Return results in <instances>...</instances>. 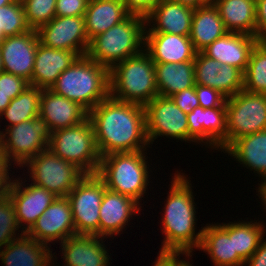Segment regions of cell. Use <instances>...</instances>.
<instances>
[{"label": "cell", "mask_w": 266, "mask_h": 266, "mask_svg": "<svg viewBox=\"0 0 266 266\" xmlns=\"http://www.w3.org/2000/svg\"><path fill=\"white\" fill-rule=\"evenodd\" d=\"M144 108L149 145L158 136L188 141L187 114L175 104L171 97L158 95Z\"/></svg>", "instance_id": "cell-12"}, {"label": "cell", "mask_w": 266, "mask_h": 266, "mask_svg": "<svg viewBox=\"0 0 266 266\" xmlns=\"http://www.w3.org/2000/svg\"><path fill=\"white\" fill-rule=\"evenodd\" d=\"M226 101L220 107L204 109L203 140L209 146L219 148L226 141Z\"/></svg>", "instance_id": "cell-34"}, {"label": "cell", "mask_w": 266, "mask_h": 266, "mask_svg": "<svg viewBox=\"0 0 266 266\" xmlns=\"http://www.w3.org/2000/svg\"><path fill=\"white\" fill-rule=\"evenodd\" d=\"M79 57L76 52L50 48L39 42L29 84L40 89H50L60 74Z\"/></svg>", "instance_id": "cell-18"}, {"label": "cell", "mask_w": 266, "mask_h": 266, "mask_svg": "<svg viewBox=\"0 0 266 266\" xmlns=\"http://www.w3.org/2000/svg\"><path fill=\"white\" fill-rule=\"evenodd\" d=\"M42 90L30 85L10 101L8 107L0 114V118L5 116L10 124L9 127L38 118Z\"/></svg>", "instance_id": "cell-31"}, {"label": "cell", "mask_w": 266, "mask_h": 266, "mask_svg": "<svg viewBox=\"0 0 266 266\" xmlns=\"http://www.w3.org/2000/svg\"><path fill=\"white\" fill-rule=\"evenodd\" d=\"M14 0H0V7L12 3Z\"/></svg>", "instance_id": "cell-53"}, {"label": "cell", "mask_w": 266, "mask_h": 266, "mask_svg": "<svg viewBox=\"0 0 266 266\" xmlns=\"http://www.w3.org/2000/svg\"><path fill=\"white\" fill-rule=\"evenodd\" d=\"M30 29L25 19L22 1L14 0L0 7V41L5 37L19 35Z\"/></svg>", "instance_id": "cell-35"}, {"label": "cell", "mask_w": 266, "mask_h": 266, "mask_svg": "<svg viewBox=\"0 0 266 266\" xmlns=\"http://www.w3.org/2000/svg\"><path fill=\"white\" fill-rule=\"evenodd\" d=\"M144 151L112 153L101 157L97 175L106 188L139 202L149 183Z\"/></svg>", "instance_id": "cell-6"}, {"label": "cell", "mask_w": 266, "mask_h": 266, "mask_svg": "<svg viewBox=\"0 0 266 266\" xmlns=\"http://www.w3.org/2000/svg\"><path fill=\"white\" fill-rule=\"evenodd\" d=\"M89 112L80 104L55 94L50 89H43L40 97L39 119L48 134L68 128L85 121Z\"/></svg>", "instance_id": "cell-16"}, {"label": "cell", "mask_w": 266, "mask_h": 266, "mask_svg": "<svg viewBox=\"0 0 266 266\" xmlns=\"http://www.w3.org/2000/svg\"><path fill=\"white\" fill-rule=\"evenodd\" d=\"M19 228L13 201L9 195H6L0 200V249L3 245L6 246L12 240L18 238L15 237V231Z\"/></svg>", "instance_id": "cell-37"}, {"label": "cell", "mask_w": 266, "mask_h": 266, "mask_svg": "<svg viewBox=\"0 0 266 266\" xmlns=\"http://www.w3.org/2000/svg\"><path fill=\"white\" fill-rule=\"evenodd\" d=\"M25 233L46 245L58 239L62 243L76 235L69 199L57 197Z\"/></svg>", "instance_id": "cell-14"}, {"label": "cell", "mask_w": 266, "mask_h": 266, "mask_svg": "<svg viewBox=\"0 0 266 266\" xmlns=\"http://www.w3.org/2000/svg\"><path fill=\"white\" fill-rule=\"evenodd\" d=\"M203 118L204 108L198 106L187 114L188 121V141L205 143L203 141Z\"/></svg>", "instance_id": "cell-42"}, {"label": "cell", "mask_w": 266, "mask_h": 266, "mask_svg": "<svg viewBox=\"0 0 266 266\" xmlns=\"http://www.w3.org/2000/svg\"><path fill=\"white\" fill-rule=\"evenodd\" d=\"M10 101V97L0 92V114L8 107Z\"/></svg>", "instance_id": "cell-50"}, {"label": "cell", "mask_w": 266, "mask_h": 266, "mask_svg": "<svg viewBox=\"0 0 266 266\" xmlns=\"http://www.w3.org/2000/svg\"><path fill=\"white\" fill-rule=\"evenodd\" d=\"M260 187L258 188V193L260 194V197L262 199V202L265 204V208H266V180L264 182H262L261 184H259Z\"/></svg>", "instance_id": "cell-51"}, {"label": "cell", "mask_w": 266, "mask_h": 266, "mask_svg": "<svg viewBox=\"0 0 266 266\" xmlns=\"http://www.w3.org/2000/svg\"><path fill=\"white\" fill-rule=\"evenodd\" d=\"M227 32L255 37L256 0H212Z\"/></svg>", "instance_id": "cell-28"}, {"label": "cell", "mask_w": 266, "mask_h": 266, "mask_svg": "<svg viewBox=\"0 0 266 266\" xmlns=\"http://www.w3.org/2000/svg\"><path fill=\"white\" fill-rule=\"evenodd\" d=\"M130 15L146 18L161 0H122Z\"/></svg>", "instance_id": "cell-45"}, {"label": "cell", "mask_w": 266, "mask_h": 266, "mask_svg": "<svg viewBox=\"0 0 266 266\" xmlns=\"http://www.w3.org/2000/svg\"><path fill=\"white\" fill-rule=\"evenodd\" d=\"M244 87V73L233 66L221 64L217 73V90L226 98L234 96Z\"/></svg>", "instance_id": "cell-39"}, {"label": "cell", "mask_w": 266, "mask_h": 266, "mask_svg": "<svg viewBox=\"0 0 266 266\" xmlns=\"http://www.w3.org/2000/svg\"><path fill=\"white\" fill-rule=\"evenodd\" d=\"M146 19L129 15L102 34L95 36L89 44L87 56L111 70L116 64L142 52L145 45Z\"/></svg>", "instance_id": "cell-4"}, {"label": "cell", "mask_w": 266, "mask_h": 266, "mask_svg": "<svg viewBox=\"0 0 266 266\" xmlns=\"http://www.w3.org/2000/svg\"><path fill=\"white\" fill-rule=\"evenodd\" d=\"M39 38L35 29L19 35L5 37L0 41L3 70L23 77L32 78Z\"/></svg>", "instance_id": "cell-15"}, {"label": "cell", "mask_w": 266, "mask_h": 266, "mask_svg": "<svg viewBox=\"0 0 266 266\" xmlns=\"http://www.w3.org/2000/svg\"><path fill=\"white\" fill-rule=\"evenodd\" d=\"M48 149L75 164L85 174H97L101 157L89 117L74 126L49 133Z\"/></svg>", "instance_id": "cell-7"}, {"label": "cell", "mask_w": 266, "mask_h": 266, "mask_svg": "<svg viewBox=\"0 0 266 266\" xmlns=\"http://www.w3.org/2000/svg\"><path fill=\"white\" fill-rule=\"evenodd\" d=\"M262 238L258 249L245 262L248 266H266V239Z\"/></svg>", "instance_id": "cell-48"}, {"label": "cell", "mask_w": 266, "mask_h": 266, "mask_svg": "<svg viewBox=\"0 0 266 266\" xmlns=\"http://www.w3.org/2000/svg\"><path fill=\"white\" fill-rule=\"evenodd\" d=\"M220 67L219 61L209 58L203 52H197L194 59L195 84L217 90V73Z\"/></svg>", "instance_id": "cell-38"}, {"label": "cell", "mask_w": 266, "mask_h": 266, "mask_svg": "<svg viewBox=\"0 0 266 266\" xmlns=\"http://www.w3.org/2000/svg\"><path fill=\"white\" fill-rule=\"evenodd\" d=\"M3 66H2V58H1V53H0V73L3 72Z\"/></svg>", "instance_id": "cell-54"}, {"label": "cell", "mask_w": 266, "mask_h": 266, "mask_svg": "<svg viewBox=\"0 0 266 266\" xmlns=\"http://www.w3.org/2000/svg\"><path fill=\"white\" fill-rule=\"evenodd\" d=\"M129 15L122 0H89L84 14L89 41L119 24Z\"/></svg>", "instance_id": "cell-26"}, {"label": "cell", "mask_w": 266, "mask_h": 266, "mask_svg": "<svg viewBox=\"0 0 266 266\" xmlns=\"http://www.w3.org/2000/svg\"><path fill=\"white\" fill-rule=\"evenodd\" d=\"M50 90L90 112L110 95L109 70L87 55L80 56L60 74Z\"/></svg>", "instance_id": "cell-3"}, {"label": "cell", "mask_w": 266, "mask_h": 266, "mask_svg": "<svg viewBox=\"0 0 266 266\" xmlns=\"http://www.w3.org/2000/svg\"><path fill=\"white\" fill-rule=\"evenodd\" d=\"M39 42L60 50H69L85 56L90 41L88 39L84 16H55L49 23L37 30Z\"/></svg>", "instance_id": "cell-13"}, {"label": "cell", "mask_w": 266, "mask_h": 266, "mask_svg": "<svg viewBox=\"0 0 266 266\" xmlns=\"http://www.w3.org/2000/svg\"><path fill=\"white\" fill-rule=\"evenodd\" d=\"M29 86V82L23 77L5 71L0 73V92L10 97L11 100Z\"/></svg>", "instance_id": "cell-40"}, {"label": "cell", "mask_w": 266, "mask_h": 266, "mask_svg": "<svg viewBox=\"0 0 266 266\" xmlns=\"http://www.w3.org/2000/svg\"><path fill=\"white\" fill-rule=\"evenodd\" d=\"M200 249L207 252L216 266H243L246 263L234 252L233 222L209 224L202 228Z\"/></svg>", "instance_id": "cell-23"}, {"label": "cell", "mask_w": 266, "mask_h": 266, "mask_svg": "<svg viewBox=\"0 0 266 266\" xmlns=\"http://www.w3.org/2000/svg\"><path fill=\"white\" fill-rule=\"evenodd\" d=\"M19 180L11 181L8 195L13 201L18 226H23L22 231L27 232L57 196L32 183L22 189L23 182Z\"/></svg>", "instance_id": "cell-17"}, {"label": "cell", "mask_w": 266, "mask_h": 266, "mask_svg": "<svg viewBox=\"0 0 266 266\" xmlns=\"http://www.w3.org/2000/svg\"><path fill=\"white\" fill-rule=\"evenodd\" d=\"M139 205L135 199L106 188L99 210V237L118 235L133 213L139 212Z\"/></svg>", "instance_id": "cell-19"}, {"label": "cell", "mask_w": 266, "mask_h": 266, "mask_svg": "<svg viewBox=\"0 0 266 266\" xmlns=\"http://www.w3.org/2000/svg\"><path fill=\"white\" fill-rule=\"evenodd\" d=\"M155 78L158 95L163 97L194 87V61L155 63Z\"/></svg>", "instance_id": "cell-30"}, {"label": "cell", "mask_w": 266, "mask_h": 266, "mask_svg": "<svg viewBox=\"0 0 266 266\" xmlns=\"http://www.w3.org/2000/svg\"><path fill=\"white\" fill-rule=\"evenodd\" d=\"M255 38L258 42H266V0H256Z\"/></svg>", "instance_id": "cell-46"}, {"label": "cell", "mask_w": 266, "mask_h": 266, "mask_svg": "<svg viewBox=\"0 0 266 266\" xmlns=\"http://www.w3.org/2000/svg\"><path fill=\"white\" fill-rule=\"evenodd\" d=\"M243 90L266 94V42H257L250 53Z\"/></svg>", "instance_id": "cell-33"}, {"label": "cell", "mask_w": 266, "mask_h": 266, "mask_svg": "<svg viewBox=\"0 0 266 266\" xmlns=\"http://www.w3.org/2000/svg\"><path fill=\"white\" fill-rule=\"evenodd\" d=\"M48 140L49 134L39 118L26 120L8 127L5 133L0 131V155L8 163L11 160L17 166H24L33 156L48 149Z\"/></svg>", "instance_id": "cell-11"}, {"label": "cell", "mask_w": 266, "mask_h": 266, "mask_svg": "<svg viewBox=\"0 0 266 266\" xmlns=\"http://www.w3.org/2000/svg\"><path fill=\"white\" fill-rule=\"evenodd\" d=\"M34 185L45 188L57 197H67L85 173L50 149L39 152L26 163Z\"/></svg>", "instance_id": "cell-9"}, {"label": "cell", "mask_w": 266, "mask_h": 266, "mask_svg": "<svg viewBox=\"0 0 266 266\" xmlns=\"http://www.w3.org/2000/svg\"><path fill=\"white\" fill-rule=\"evenodd\" d=\"M257 42L254 36L228 32L223 37L215 40L202 52L209 58L215 59L221 64L240 69L244 73L250 53Z\"/></svg>", "instance_id": "cell-22"}, {"label": "cell", "mask_w": 266, "mask_h": 266, "mask_svg": "<svg viewBox=\"0 0 266 266\" xmlns=\"http://www.w3.org/2000/svg\"><path fill=\"white\" fill-rule=\"evenodd\" d=\"M175 104L186 114L192 112L193 109L200 106L196 95L195 86L186 90L175 93L171 96Z\"/></svg>", "instance_id": "cell-44"}, {"label": "cell", "mask_w": 266, "mask_h": 266, "mask_svg": "<svg viewBox=\"0 0 266 266\" xmlns=\"http://www.w3.org/2000/svg\"><path fill=\"white\" fill-rule=\"evenodd\" d=\"M142 47L154 63H182L194 61L197 51L189 36L169 33H145Z\"/></svg>", "instance_id": "cell-21"}, {"label": "cell", "mask_w": 266, "mask_h": 266, "mask_svg": "<svg viewBox=\"0 0 266 266\" xmlns=\"http://www.w3.org/2000/svg\"><path fill=\"white\" fill-rule=\"evenodd\" d=\"M179 257L180 256H173V266H192V265H190V263L188 261L187 262L185 260L179 261Z\"/></svg>", "instance_id": "cell-52"}, {"label": "cell", "mask_w": 266, "mask_h": 266, "mask_svg": "<svg viewBox=\"0 0 266 266\" xmlns=\"http://www.w3.org/2000/svg\"><path fill=\"white\" fill-rule=\"evenodd\" d=\"M236 222L233 223L234 252L246 262L258 246L264 236V225L260 222Z\"/></svg>", "instance_id": "cell-32"}, {"label": "cell", "mask_w": 266, "mask_h": 266, "mask_svg": "<svg viewBox=\"0 0 266 266\" xmlns=\"http://www.w3.org/2000/svg\"><path fill=\"white\" fill-rule=\"evenodd\" d=\"M22 3L31 29L37 30L56 16V0H22Z\"/></svg>", "instance_id": "cell-36"}, {"label": "cell", "mask_w": 266, "mask_h": 266, "mask_svg": "<svg viewBox=\"0 0 266 266\" xmlns=\"http://www.w3.org/2000/svg\"><path fill=\"white\" fill-rule=\"evenodd\" d=\"M89 119L100 157L141 151L149 145L143 105L119 101L109 95L89 112Z\"/></svg>", "instance_id": "cell-1"}, {"label": "cell", "mask_w": 266, "mask_h": 266, "mask_svg": "<svg viewBox=\"0 0 266 266\" xmlns=\"http://www.w3.org/2000/svg\"><path fill=\"white\" fill-rule=\"evenodd\" d=\"M11 166L7 160L0 155V194L4 197L8 195V190L11 184V180L9 177V167Z\"/></svg>", "instance_id": "cell-47"}, {"label": "cell", "mask_w": 266, "mask_h": 266, "mask_svg": "<svg viewBox=\"0 0 266 266\" xmlns=\"http://www.w3.org/2000/svg\"><path fill=\"white\" fill-rule=\"evenodd\" d=\"M226 122L223 151L242 136L266 130V94L242 90L226 98Z\"/></svg>", "instance_id": "cell-8"}, {"label": "cell", "mask_w": 266, "mask_h": 266, "mask_svg": "<svg viewBox=\"0 0 266 266\" xmlns=\"http://www.w3.org/2000/svg\"><path fill=\"white\" fill-rule=\"evenodd\" d=\"M110 96L145 106L158 96L155 63L143 49L109 70Z\"/></svg>", "instance_id": "cell-5"}, {"label": "cell", "mask_w": 266, "mask_h": 266, "mask_svg": "<svg viewBox=\"0 0 266 266\" xmlns=\"http://www.w3.org/2000/svg\"><path fill=\"white\" fill-rule=\"evenodd\" d=\"M101 238V239H100ZM102 238L95 235H74L61 243L65 266H108L109 255ZM100 239V240H98ZM64 251V252H63ZM109 257V258H108Z\"/></svg>", "instance_id": "cell-24"}, {"label": "cell", "mask_w": 266, "mask_h": 266, "mask_svg": "<svg viewBox=\"0 0 266 266\" xmlns=\"http://www.w3.org/2000/svg\"><path fill=\"white\" fill-rule=\"evenodd\" d=\"M89 0H56V16H84Z\"/></svg>", "instance_id": "cell-43"}, {"label": "cell", "mask_w": 266, "mask_h": 266, "mask_svg": "<svg viewBox=\"0 0 266 266\" xmlns=\"http://www.w3.org/2000/svg\"><path fill=\"white\" fill-rule=\"evenodd\" d=\"M195 91L199 104L204 109L220 107L226 101V97L224 95H222L218 90L208 86L195 84Z\"/></svg>", "instance_id": "cell-41"}, {"label": "cell", "mask_w": 266, "mask_h": 266, "mask_svg": "<svg viewBox=\"0 0 266 266\" xmlns=\"http://www.w3.org/2000/svg\"><path fill=\"white\" fill-rule=\"evenodd\" d=\"M106 185L97 174H85L67 195L76 235L99 237V210Z\"/></svg>", "instance_id": "cell-10"}, {"label": "cell", "mask_w": 266, "mask_h": 266, "mask_svg": "<svg viewBox=\"0 0 266 266\" xmlns=\"http://www.w3.org/2000/svg\"><path fill=\"white\" fill-rule=\"evenodd\" d=\"M225 152L266 180V130L238 138Z\"/></svg>", "instance_id": "cell-29"}, {"label": "cell", "mask_w": 266, "mask_h": 266, "mask_svg": "<svg viewBox=\"0 0 266 266\" xmlns=\"http://www.w3.org/2000/svg\"><path fill=\"white\" fill-rule=\"evenodd\" d=\"M227 32L219 11L211 2L207 5L194 8L190 40L197 52H202L218 38Z\"/></svg>", "instance_id": "cell-27"}, {"label": "cell", "mask_w": 266, "mask_h": 266, "mask_svg": "<svg viewBox=\"0 0 266 266\" xmlns=\"http://www.w3.org/2000/svg\"><path fill=\"white\" fill-rule=\"evenodd\" d=\"M184 5H188L192 8L201 7L211 3V0H173Z\"/></svg>", "instance_id": "cell-49"}, {"label": "cell", "mask_w": 266, "mask_h": 266, "mask_svg": "<svg viewBox=\"0 0 266 266\" xmlns=\"http://www.w3.org/2000/svg\"><path fill=\"white\" fill-rule=\"evenodd\" d=\"M193 13L194 8L188 5L173 0H161L145 18L147 26H150L151 22L153 23L152 28L149 27L148 30H145V33H169L189 36Z\"/></svg>", "instance_id": "cell-20"}, {"label": "cell", "mask_w": 266, "mask_h": 266, "mask_svg": "<svg viewBox=\"0 0 266 266\" xmlns=\"http://www.w3.org/2000/svg\"><path fill=\"white\" fill-rule=\"evenodd\" d=\"M171 182L162 219L165 238L159 255L191 257L193 248L199 249L202 239V230L195 235L194 195L183 173L176 174Z\"/></svg>", "instance_id": "cell-2"}, {"label": "cell", "mask_w": 266, "mask_h": 266, "mask_svg": "<svg viewBox=\"0 0 266 266\" xmlns=\"http://www.w3.org/2000/svg\"><path fill=\"white\" fill-rule=\"evenodd\" d=\"M20 235L0 250L2 263L5 266H51L53 254L50 248L23 231Z\"/></svg>", "instance_id": "cell-25"}]
</instances>
